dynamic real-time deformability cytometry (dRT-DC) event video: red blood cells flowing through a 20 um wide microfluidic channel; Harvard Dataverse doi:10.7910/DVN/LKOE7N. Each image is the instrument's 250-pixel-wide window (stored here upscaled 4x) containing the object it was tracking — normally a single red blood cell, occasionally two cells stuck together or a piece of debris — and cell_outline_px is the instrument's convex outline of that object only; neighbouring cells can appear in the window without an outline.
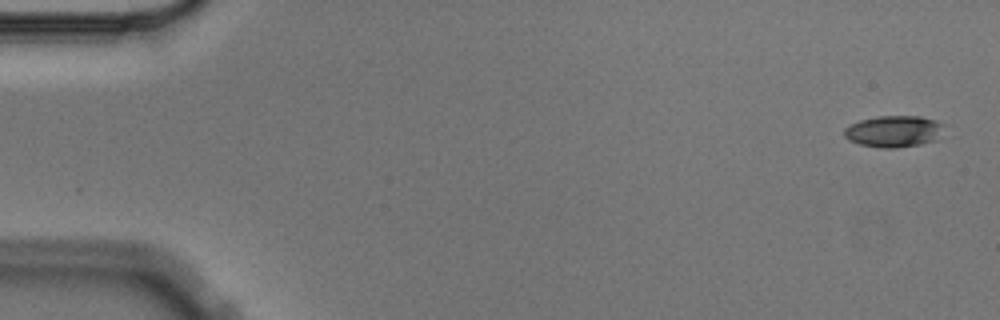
{"species": "Egyptian fruit bat (a non-hibernating species)", "species_latin": "Rousettus aegyptiacus", "temperature_condition": "cold", "stored_images_in_passage": 6, "segment_of_instrument_passage": [2, 2], "camera_frame_rate_fps": 3000, "um_per_image_px": 0.085, "animal": {"sex": "male"}, "frame": {"image": 1, "passage_image": 6, "time_ms": 1.667, "image_size_px": [1000, 320], "cell_outline_px": [[948, 124], [936, 140], [920, 144], [896, 148], [880, 148], [860, 144], [848, 140], [844, 136], [844, 128], [860, 120], [880, 116], [920, 116], [936, 120]], "centroid_in_image_um": [76.02, 11.16], "position_along_channel_um": 9.0, "area_um2": 18.55}}